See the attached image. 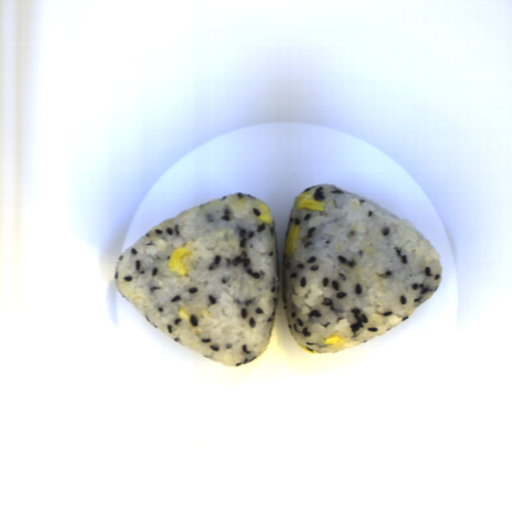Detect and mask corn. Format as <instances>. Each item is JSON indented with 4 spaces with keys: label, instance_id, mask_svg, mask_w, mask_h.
<instances>
[{
    "label": "corn",
    "instance_id": "1",
    "mask_svg": "<svg viewBox=\"0 0 512 512\" xmlns=\"http://www.w3.org/2000/svg\"><path fill=\"white\" fill-rule=\"evenodd\" d=\"M193 256L192 251L186 247H180L175 250L168 261V268L171 272L177 274V276H183L187 273L188 269L184 265L183 258Z\"/></svg>",
    "mask_w": 512,
    "mask_h": 512
},
{
    "label": "corn",
    "instance_id": "2",
    "mask_svg": "<svg viewBox=\"0 0 512 512\" xmlns=\"http://www.w3.org/2000/svg\"><path fill=\"white\" fill-rule=\"evenodd\" d=\"M295 208L299 211L307 210L323 212L325 211V203L315 201L313 196L310 195L309 191H303L296 200Z\"/></svg>",
    "mask_w": 512,
    "mask_h": 512
},
{
    "label": "corn",
    "instance_id": "3",
    "mask_svg": "<svg viewBox=\"0 0 512 512\" xmlns=\"http://www.w3.org/2000/svg\"><path fill=\"white\" fill-rule=\"evenodd\" d=\"M300 228L294 222L289 224L288 233L286 239L283 244V253L286 256H290L297 249L295 248V243L299 239Z\"/></svg>",
    "mask_w": 512,
    "mask_h": 512
},
{
    "label": "corn",
    "instance_id": "4",
    "mask_svg": "<svg viewBox=\"0 0 512 512\" xmlns=\"http://www.w3.org/2000/svg\"><path fill=\"white\" fill-rule=\"evenodd\" d=\"M257 209L260 211V215L257 216V219L261 220L266 225H271L273 216L267 205L262 202L257 206Z\"/></svg>",
    "mask_w": 512,
    "mask_h": 512
},
{
    "label": "corn",
    "instance_id": "5",
    "mask_svg": "<svg viewBox=\"0 0 512 512\" xmlns=\"http://www.w3.org/2000/svg\"><path fill=\"white\" fill-rule=\"evenodd\" d=\"M323 342L327 346L343 347L346 343V338L339 337L337 333H333L329 337L325 338Z\"/></svg>",
    "mask_w": 512,
    "mask_h": 512
},
{
    "label": "corn",
    "instance_id": "6",
    "mask_svg": "<svg viewBox=\"0 0 512 512\" xmlns=\"http://www.w3.org/2000/svg\"><path fill=\"white\" fill-rule=\"evenodd\" d=\"M178 314H179L180 319L189 320V318H190L189 314L185 312L183 307L179 308Z\"/></svg>",
    "mask_w": 512,
    "mask_h": 512
},
{
    "label": "corn",
    "instance_id": "7",
    "mask_svg": "<svg viewBox=\"0 0 512 512\" xmlns=\"http://www.w3.org/2000/svg\"><path fill=\"white\" fill-rule=\"evenodd\" d=\"M301 350L305 351L306 353H308L310 355H318L316 351L309 350L306 346H301Z\"/></svg>",
    "mask_w": 512,
    "mask_h": 512
}]
</instances>
